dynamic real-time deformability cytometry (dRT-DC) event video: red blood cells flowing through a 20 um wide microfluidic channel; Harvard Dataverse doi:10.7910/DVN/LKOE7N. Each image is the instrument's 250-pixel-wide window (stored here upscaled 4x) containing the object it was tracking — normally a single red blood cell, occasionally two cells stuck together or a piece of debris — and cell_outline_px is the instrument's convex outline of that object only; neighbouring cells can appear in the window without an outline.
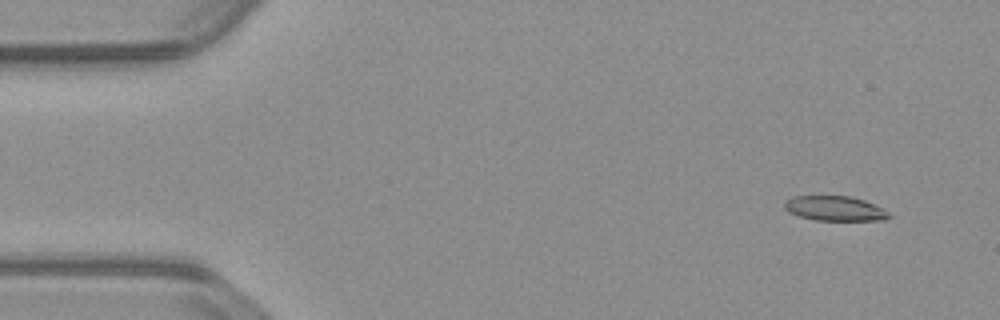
{"species": "common noctule bat (a hibernating species)", "species_latin": "Nyctalus noctula", "temperature_condition": "warm", "stored_images_in_passage": 51, "camera_frame_rate_fps": 3000, "um_per_image_px": 0.085, "animal": {"sex": "male", "body_mass_g": 23.1, "forearm_length_mm": 52.7}, "frame": {"image": 1, "passage_image": 1, "time_ms": 0.0, "image_size_px": [1000, 320], "cell_outline_px": [[892, 216], [884, 220], [816, 220], [800, 216], [788, 212], [784, 208], [784, 200], [792, 196], [852, 196], [864, 200], [884, 208]], "centroid_in_image_um": [70.96, 17.71], "position_along_channel_um": 14.0, "area_um2": 15.2}}
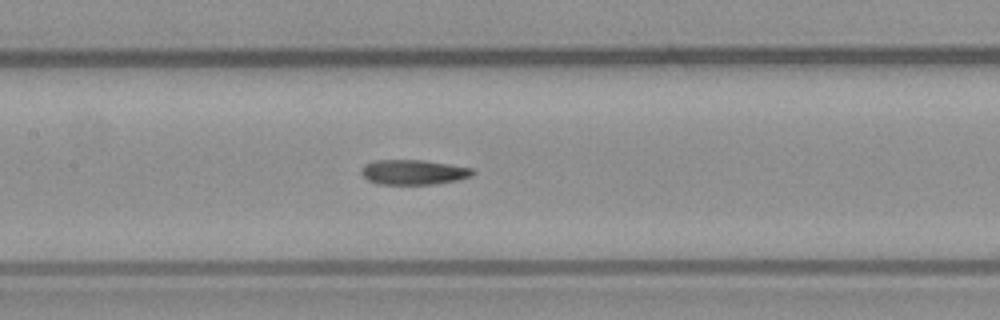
{"frame": {"image": 2, "passage_image": 22, "time_ms": 7.0, "image_size_px": [1000, 320], "cell_outline_px": [[476, 172], [472, 176], [456, 180], [432, 184], [376, 184], [368, 180], [360, 172], [364, 164], [376, 160], [424, 160], [472, 168]], "centroid_in_image_um": [35.13, 14.63], "position_along_channel_um": 172.3, "area_um2": 16.13}}
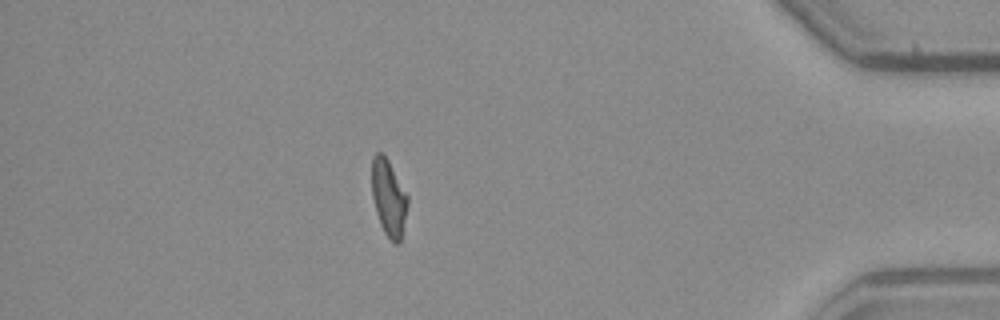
{"frame": {"image": 3, "passage_image": 44, "time_ms": 14.333, "image_size_px": [1000, 320], "cell_outline_px": [[408, 204], [400, 244], [392, 244], [384, 232], [380, 224], [376, 212], [372, 196], [372, 156], [376, 152], [380, 152], [388, 160], [408, 196]], "centroid_in_image_um": [33.03, 16.85], "position_along_channel_um": 402.2, "area_um2": 16.01}, "authors_computed_cell_mechanics": {"area_um2": 16.3574, "velocity_mm_per_s": 3.8094, "shape_relaxation_time_tau1_ms": 8.5256, "shape_relaxation_time_tau2_ms": 4.6629, "deformation_change_tau1": 0.2789, "deformation_change_tau2": 0.1066}}